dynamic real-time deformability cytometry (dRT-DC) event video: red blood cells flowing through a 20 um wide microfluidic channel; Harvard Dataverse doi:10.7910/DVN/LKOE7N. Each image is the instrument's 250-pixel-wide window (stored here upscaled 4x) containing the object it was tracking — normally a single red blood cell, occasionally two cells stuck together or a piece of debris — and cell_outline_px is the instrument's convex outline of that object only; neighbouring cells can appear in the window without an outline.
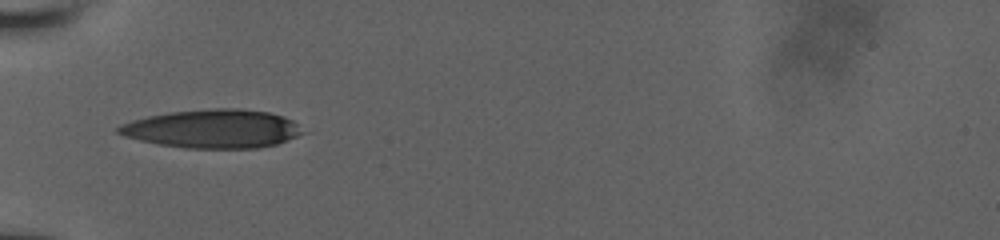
{"species": "human", "species_latin": "Homo sapiens", "temperature_condition": "room temperature", "stored_images_in_passage": 12, "camera_frame_rate_fps": 3000, "um_per_image_px": 0.085, "donor": {"sex": "male"}, "frame": {"image": 1, "passage_image": 1, "time_ms": 0.0, "image_size_px": [1000, 240], "cell_outline_px": [[308, 132], [276, 144], [260, 148], [184, 148], [160, 144], [140, 140], [124, 136], [116, 132], [116, 128], [120, 124], [132, 120], [148, 116], [168, 112], [212, 108], [240, 108], [268, 112], [284, 116], [292, 120]], "centroid_in_image_um": [18.11, 10.94], "position_along_channel_um": 66.9, "area_um2": 41.62}}
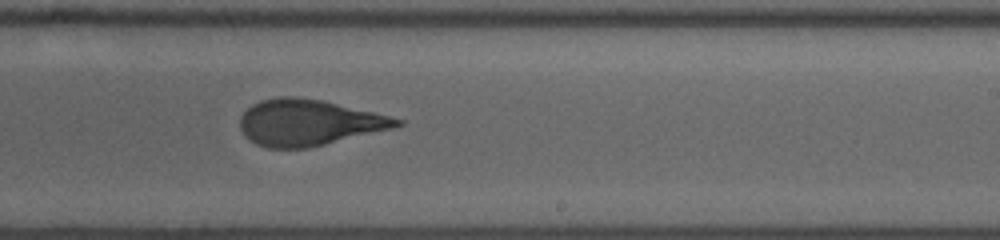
{"frame": {"image": 2, "passage_image": 6, "time_ms": 5.0, "image_size_px": [1000, 240], "cell_outline_px": [[404, 124], [392, 128], [308, 148], [268, 148], [256, 144], [244, 136], [240, 128], [240, 116], [252, 104], [260, 100], [280, 96], [292, 96], [320, 100], [372, 112], [404, 120]], "centroid_in_image_um": [26.18, 10.42], "position_along_channel_um": 262.8, "area_um2": 41.67}}
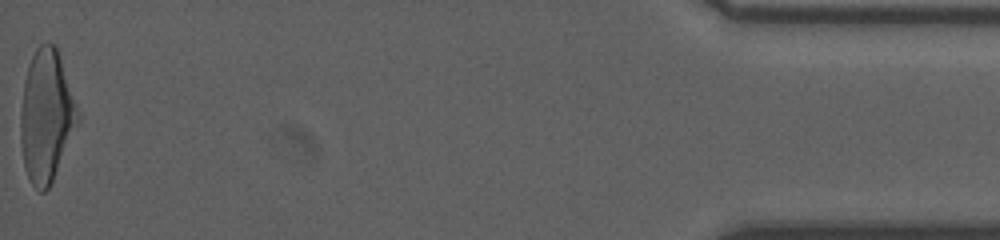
{"frame": {"image": 3, "passage_image": 12, "time_ms": 11.333, "image_size_px": [1000, 240], "cell_outline_px": [[80, 120], [52, 184], [44, 192], [40, 192], [32, 184], [24, 168], [20, 140], [20, 116], [24, 84], [28, 64], [36, 48], [40, 44], [56, 44], [80, 116]], "centroid_in_image_um": [3.94, 9.9], "position_along_channel_um": 431.3, "area_um2": 44.1}}